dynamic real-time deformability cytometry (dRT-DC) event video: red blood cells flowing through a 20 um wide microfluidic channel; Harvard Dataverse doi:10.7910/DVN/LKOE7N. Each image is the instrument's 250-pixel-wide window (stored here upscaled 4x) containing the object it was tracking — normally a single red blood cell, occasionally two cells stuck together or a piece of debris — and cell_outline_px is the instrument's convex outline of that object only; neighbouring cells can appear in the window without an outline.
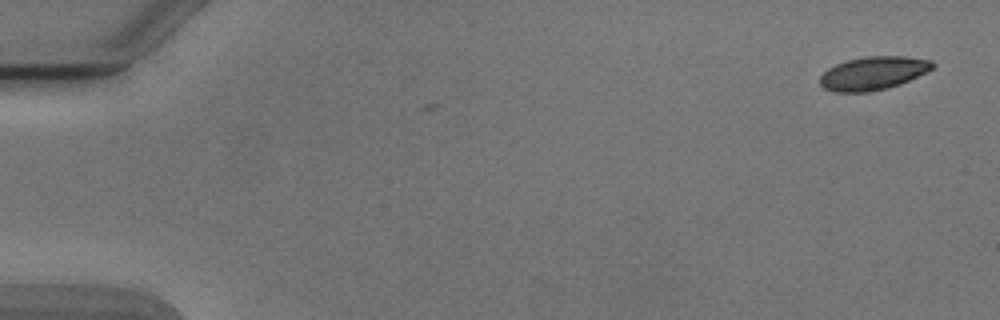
{"species": "Egyptian fruit bat (a non-hibernating species)", "species_latin": "Rousettus aegyptiacus", "temperature_condition": "cold", "stored_images_in_passage": 2, "camera_frame_rate_fps": 3000, "um_per_image_px": 0.085, "animal": {"sex": "male"}, "frame": {"image": 1, "passage_image": 2, "time_ms": 1.333, "image_size_px": [1000, 320], "cell_outline_px": [[936, 64], [932, 68], [900, 84], [888, 88], [868, 92], [832, 92], [824, 88], [820, 84], [820, 76], [828, 68], [844, 60], [868, 56], [908, 56], [932, 60]], "centroid_in_image_um": [74.19, 6.21], "position_along_channel_um": 10.8, "area_um2": 21.91}}